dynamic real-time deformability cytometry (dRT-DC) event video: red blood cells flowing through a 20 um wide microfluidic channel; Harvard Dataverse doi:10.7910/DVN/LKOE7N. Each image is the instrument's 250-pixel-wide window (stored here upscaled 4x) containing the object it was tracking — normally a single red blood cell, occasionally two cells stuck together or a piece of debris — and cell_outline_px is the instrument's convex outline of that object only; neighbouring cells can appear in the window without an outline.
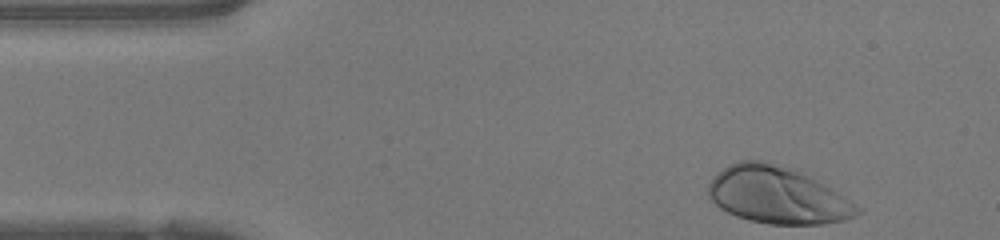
{"species": "human", "species_latin": "Homo sapiens", "temperature_condition": "warm", "stored_images_in_passage": 34, "camera_frame_rate_fps": 3000, "um_per_image_px": 0.085, "donor": {"sex": "female"}, "frame": {"image": 1, "passage_image": 1, "time_ms": 0.0, "image_size_px": [1000, 240], "cell_outline_px": [[864, 212], [844, 220], [820, 224], [768, 224], [748, 220], [736, 216], [720, 208], [708, 196], [708, 184], [724, 168], [740, 160], [764, 160], [796, 172], [828, 188], [860, 208]], "centroid_in_image_um": [66.02, 16.63], "position_along_channel_um": 19.0, "area_um2": 47.97}}
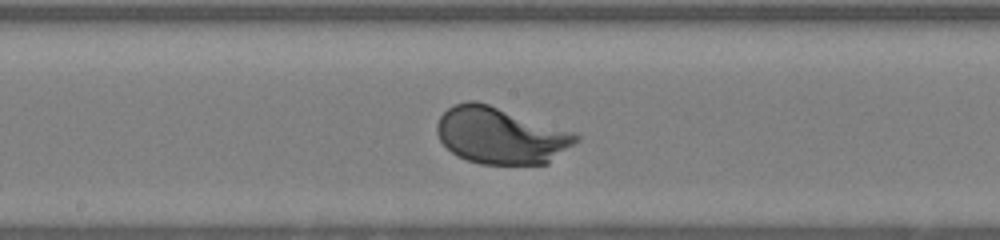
{"frame": {"image": 2, "passage_image": 20, "time_ms": 6.333, "image_size_px": [1000, 240], "cell_outline_px": [[580, 140], [548, 164], [480, 164], [456, 156], [440, 140], [436, 132], [436, 124], [440, 116], [452, 104], [468, 100], [476, 100], [572, 132], [580, 136]], "centroid_in_image_um": [42.53, 11.53], "position_along_channel_um": 205.7, "area_um2": 45.72}}
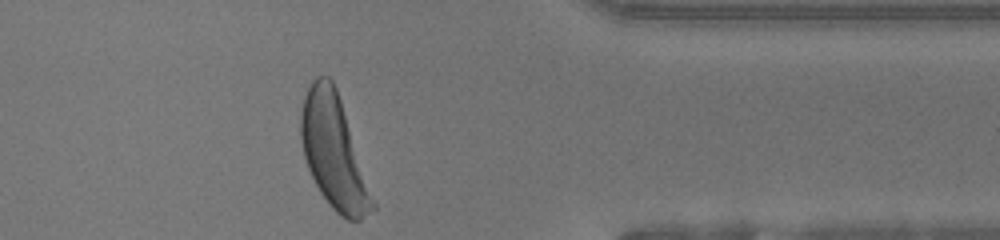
{"frame": {"image": 3, "passage_image": 34, "time_ms": 11.0, "image_size_px": [1000, 240], "cell_outline_px": [[376, 208], [360, 220], [348, 220], [340, 216], [328, 204], [320, 192], [308, 168], [304, 156], [300, 140], [300, 112], [304, 96], [312, 80], [316, 76], [328, 76], [332, 80], [336, 88], [376, 204]], "centroid_in_image_um": [28.35, 12.92], "position_along_channel_um": 383.0, "area_um2": 46.82}, "authors_computed_cell_mechanics": {"area_um2": 45.0551, "velocity_mm_per_s": 4.1827, "shape_relaxation_time_tau1_ms": 1.6261, "shape_relaxation_time_tau2_ms": null, "deformation_change_tau1": 0.1596, "deformation_change_tau2": null}}